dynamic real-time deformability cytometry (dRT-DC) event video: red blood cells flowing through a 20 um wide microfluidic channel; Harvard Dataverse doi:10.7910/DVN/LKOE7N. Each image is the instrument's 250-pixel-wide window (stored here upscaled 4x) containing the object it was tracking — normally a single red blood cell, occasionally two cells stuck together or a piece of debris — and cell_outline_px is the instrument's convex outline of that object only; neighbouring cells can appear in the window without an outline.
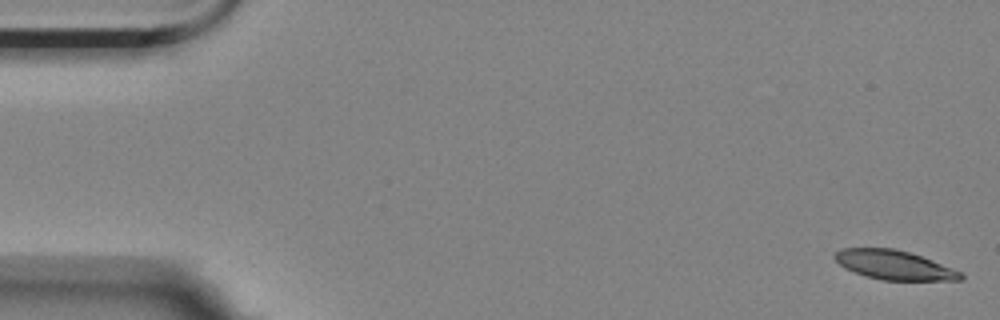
{"species": "Egyptian fruit bat (a non-hibernating species)", "species_latin": "Rousettus aegyptiacus", "temperature_condition": "room temperature", "stored_images_in_passage": 15, "camera_frame_rate_fps": 3000, "um_per_image_px": 0.085, "animal": {"sex": "female"}, "frame": {"image": 1, "passage_image": 1, "time_ms": 0.0, "image_size_px": [1000, 320], "cell_outline_px": [[964, 280], [880, 280], [864, 276], [844, 268], [832, 256], [840, 248], [892, 248], [908, 252], [932, 260], [964, 272]], "centroid_in_image_um": [76.01, 22.53], "position_along_channel_um": 9.0, "area_um2": 21.56}}